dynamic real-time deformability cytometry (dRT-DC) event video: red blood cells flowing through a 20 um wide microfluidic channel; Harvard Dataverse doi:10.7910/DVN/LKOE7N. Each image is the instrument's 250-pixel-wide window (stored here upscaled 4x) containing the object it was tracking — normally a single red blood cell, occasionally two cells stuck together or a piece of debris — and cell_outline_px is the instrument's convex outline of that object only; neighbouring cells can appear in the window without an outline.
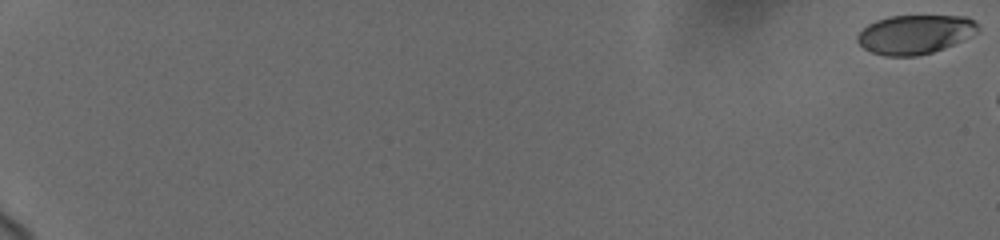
{"species": "human", "species_latin": "Homo sapiens", "temperature_condition": "cold", "stored_images_in_passage": 4, "camera_frame_rate_fps": 3000, "um_per_image_px": 0.085, "donor": {"sex": "female"}, "frame": {"image": 1, "passage_image": 1, "time_ms": 0.0, "image_size_px": [1000, 240], "cell_outline_px": [[980, 32], [944, 48], [932, 52], [916, 56], [884, 56], [872, 52], [864, 48], [856, 40], [856, 36], [868, 24], [876, 20], [888, 16], [968, 16], [980, 28]], "centroid_in_image_um": [77.78, 2.92], "position_along_channel_um": 7.2, "area_um2": 27.46}}